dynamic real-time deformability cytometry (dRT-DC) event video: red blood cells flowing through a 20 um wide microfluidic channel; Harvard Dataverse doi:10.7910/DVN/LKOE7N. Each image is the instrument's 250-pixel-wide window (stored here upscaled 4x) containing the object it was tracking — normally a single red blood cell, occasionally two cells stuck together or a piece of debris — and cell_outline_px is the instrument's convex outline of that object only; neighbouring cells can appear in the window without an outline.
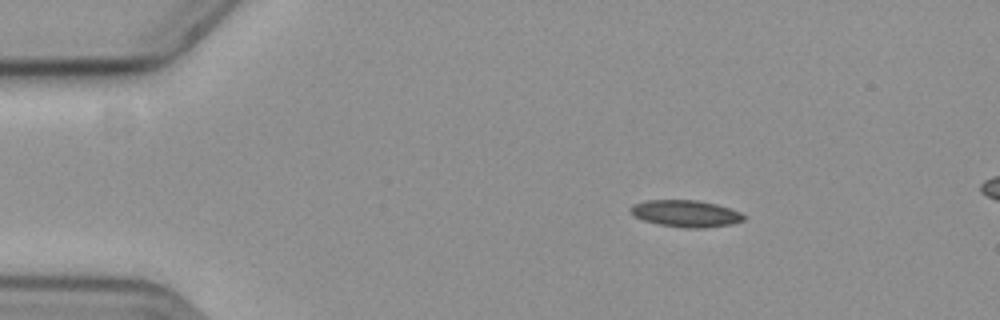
{"species": "common noctule bat (a hibernating species)", "species_latin": "Nyctalus noctula", "temperature_condition": "cold", "stored_images_in_passage": 10, "camera_frame_rate_fps": 3000, "um_per_image_px": 0.085, "animal": {"sex": "female", "body_mass_g": 19.3, "forearm_length_mm": 54.1}, "frame": {"image": 1, "passage_image": 1, "time_ms": 0.0, "image_size_px": [1000, 320], "cell_outline_px": [[748, 216], [744, 220], [732, 224], [704, 228], [684, 228], [660, 224], [644, 220], [628, 212], [628, 208], [632, 204], [648, 200], [696, 200], [716, 204], [740, 212]], "centroid_in_image_um": [58.29, 18.15], "position_along_channel_um": 26.7, "area_um2": 17.74}}
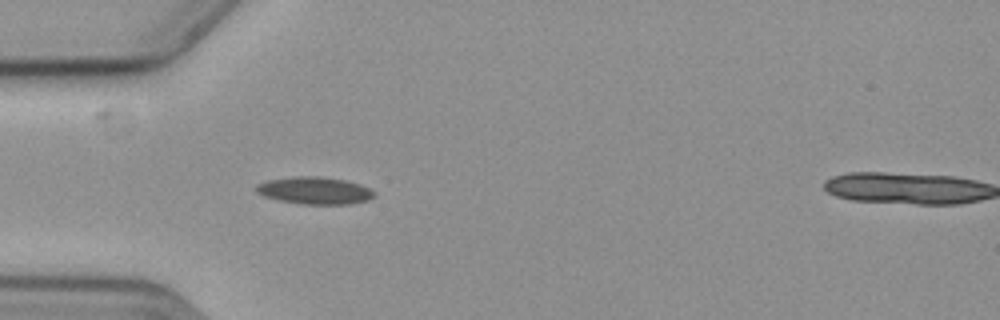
{"frame": {"image": 2, "passage_image": 9, "time_ms": 2.667, "image_size_px": [1000, 320], "cell_outline_px": [[376, 196], [368, 200], [348, 204], [300, 204], [280, 200], [264, 196], [256, 192], [256, 184], [268, 180], [292, 176], [320, 176], [344, 180], [360, 184], [368, 188]], "centroid_in_image_um": [26.72, 16.19], "position_along_channel_um": 58.3, "area_um2": 18.67}}